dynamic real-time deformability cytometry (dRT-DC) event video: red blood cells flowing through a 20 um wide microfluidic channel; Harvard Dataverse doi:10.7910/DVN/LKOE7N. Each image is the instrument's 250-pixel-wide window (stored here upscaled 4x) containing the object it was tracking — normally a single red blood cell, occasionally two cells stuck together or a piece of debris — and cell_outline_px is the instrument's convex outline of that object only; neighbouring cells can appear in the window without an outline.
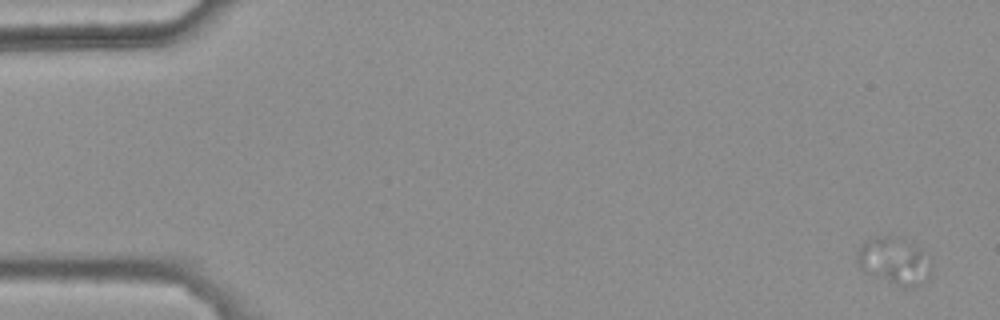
{"species": "common noctule bat (a hibernating species)", "species_latin": "Nyctalus noctula", "temperature_condition": "warm", "stored_images_in_passage": 17, "camera_frame_rate_fps": 3000, "um_per_image_px": 0.085, "animal": {"sex": "female", "body_mass_g": 25.1}, "frame": {"image": 1, "passage_image": 3, "time_ms": 0.667, "image_size_px": [1000, 320], "cell_outline_px": [[932, 276], [928, 280], [920, 284], [908, 288], [904, 288], [876, 276], [860, 268], [856, 260], [856, 252], [860, 244], [876, 236], [896, 236], [920, 248], [932, 272]], "centroid_in_image_um": [75.98, 22.19], "position_along_channel_um": 9.0, "area_um2": 20.06}}